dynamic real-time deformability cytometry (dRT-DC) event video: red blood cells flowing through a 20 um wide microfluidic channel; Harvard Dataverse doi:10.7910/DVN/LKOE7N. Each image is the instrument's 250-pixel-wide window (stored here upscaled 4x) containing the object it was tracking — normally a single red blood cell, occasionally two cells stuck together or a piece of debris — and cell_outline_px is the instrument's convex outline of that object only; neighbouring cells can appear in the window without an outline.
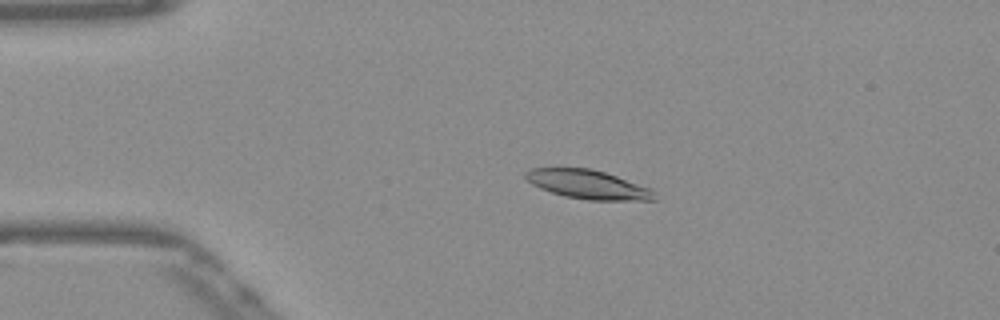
{"species": "Egyptian fruit bat (a non-hibernating species)", "species_latin": "Rousettus aegyptiacus", "temperature_condition": "warm", "stored_images_in_passage": 44, "camera_frame_rate_fps": 3000, "um_per_image_px": 0.085, "frame": {"image": 1, "passage_image": 10, "time_ms": 3.0, "image_size_px": [1000, 320], "cell_outline_px": [[656, 200], [588, 200], [564, 196], [540, 188], [532, 184], [524, 176], [524, 172], [528, 168], [592, 168], [652, 188]], "centroid_in_image_um": [49.96, 15.67], "position_along_channel_um": 35.0, "area_um2": 21.68}}
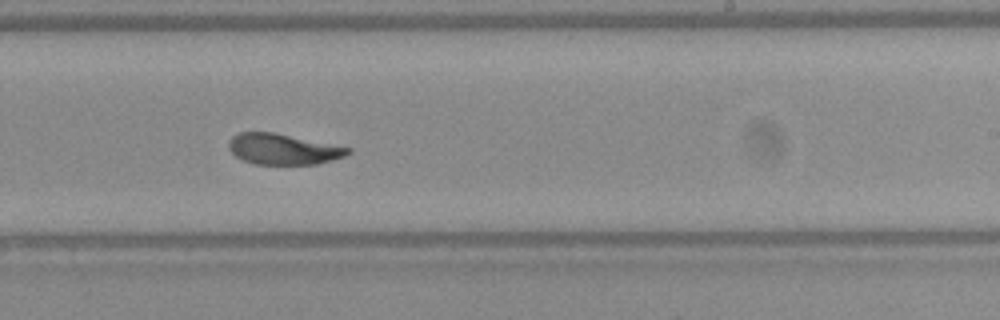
{"frame": {"image": 2, "passage_image": 31, "time_ms": 10.0, "image_size_px": [1000, 320], "cell_outline_px": [[352, 152], [344, 156], [332, 160], [316, 164], [256, 164], [244, 160], [236, 156], [228, 148], [228, 140], [232, 136], [240, 132], [272, 132], [352, 148]], "centroid_in_image_um": [24.05, 12.67], "position_along_channel_um": 264.9, "area_um2": 21.21}}
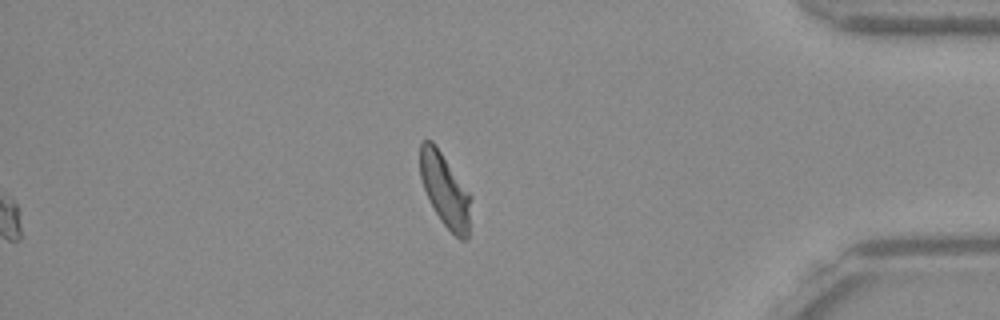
{"frame": {"image": 3, "passage_image": 44, "time_ms": 14.333, "image_size_px": [1000, 320], "cell_outline_px": [[472, 196], [468, 236], [464, 240], [460, 240], [440, 220], [424, 188], [420, 176], [420, 144], [424, 140], [432, 140], [436, 144]], "centroid_in_image_um": [37.84, 16.14], "position_along_channel_um": 397.4, "area_um2": 21.62}, "authors_computed_cell_mechanics": {"area_um2": 22.1663, "velocity_mm_per_s": 3.854, "shape_relaxation_time_tau1_ms": 5.3873, "shape_relaxation_time_tau2_ms": 1.4535, "deformation_change_tau1": 0.1753, "deformation_change_tau2": 0.0713}}